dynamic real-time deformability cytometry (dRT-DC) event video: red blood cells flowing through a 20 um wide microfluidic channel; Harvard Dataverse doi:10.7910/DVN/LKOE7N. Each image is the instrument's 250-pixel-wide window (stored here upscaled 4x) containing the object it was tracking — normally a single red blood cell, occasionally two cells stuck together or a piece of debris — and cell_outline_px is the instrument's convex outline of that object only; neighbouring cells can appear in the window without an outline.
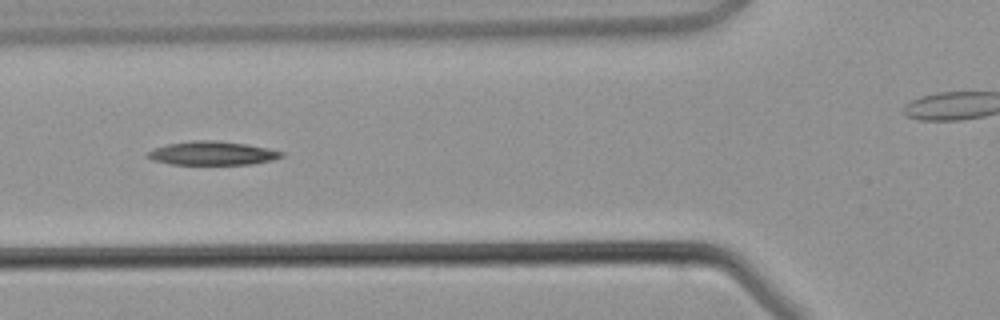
{"species": "common noctule bat (a hibernating species)", "species_latin": "Nyctalus noctula", "temperature_condition": "warm", "stored_images_in_passage": 6, "segment_of_instrument_passage": [1, 2], "camera_frame_rate_fps": 3000, "um_per_image_px": 0.085, "animal": {"sex": "male", "body_mass_g": 21.5, "forearm_length_mm": 52.0}, "frame": {"image": 1, "passage_image": 5, "time_ms": 4.667, "image_size_px": [1000, 320], "cell_outline_px": [[284, 156], [272, 160], [252, 164], [172, 164], [152, 160], [148, 156], [148, 152], [156, 148], [168, 144], [192, 140], [216, 140], [248, 144], [268, 148], [284, 152]], "centroid_in_image_um": [18.1, 13.02], "position_along_channel_um": 107.7, "area_um2": 18.38}}